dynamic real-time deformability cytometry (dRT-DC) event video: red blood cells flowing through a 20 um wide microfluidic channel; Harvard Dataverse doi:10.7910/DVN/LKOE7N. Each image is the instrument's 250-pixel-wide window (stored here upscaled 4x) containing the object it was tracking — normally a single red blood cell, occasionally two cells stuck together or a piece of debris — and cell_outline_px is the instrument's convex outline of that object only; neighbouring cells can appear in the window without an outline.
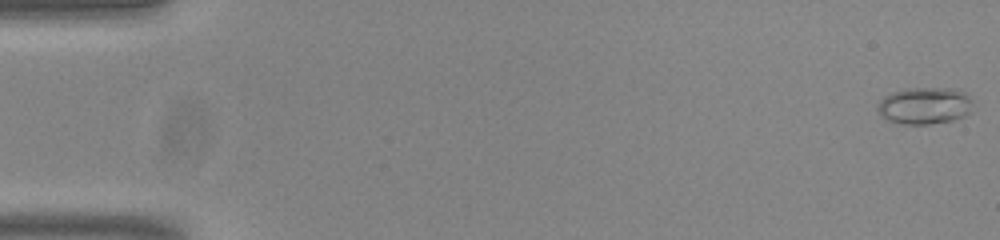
{"species": "common noctule bat (a hibernating species)", "species_latin": "Nyctalus noctula", "temperature_condition": "room temperature", "stored_images_in_passage": 54, "camera_frame_rate_fps": 3000, "um_per_image_px": 0.085, "animal": {"sex": "male", "body_mass_g": 20.0, "forearm_length_mm": 53.3}, "frame": {"image": 1, "passage_image": 1, "time_ms": 0.0, "image_size_px": [1000, 240], "cell_outline_px": [[972, 112], [964, 116], [952, 120], [928, 124], [904, 124], [884, 120], [876, 108], [880, 100], [884, 96], [892, 92], [904, 88], [952, 88], [964, 92], [972, 100]], "centroid_in_image_um": [78.58, 8.98], "position_along_channel_um": 6.4, "area_um2": 20.75}}
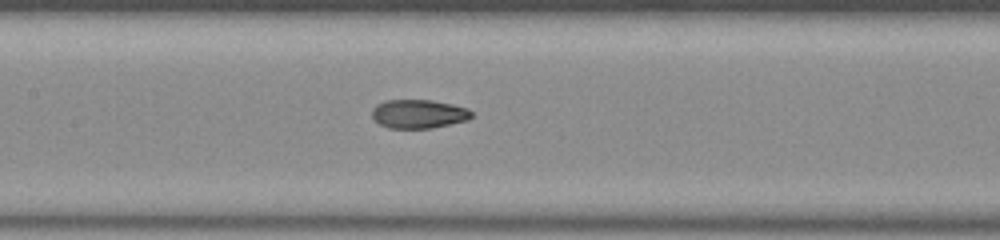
{"frame": {"image": 2, "passage_image": 26, "time_ms": 8.333, "image_size_px": [1000, 240], "cell_outline_px": [[472, 116], [468, 120], [432, 128], [388, 128], [380, 124], [372, 116], [372, 108], [376, 104], [384, 100], [432, 100], [452, 104], [468, 108], [472, 112]], "centroid_in_image_um": [35.58, 9.67], "position_along_channel_um": 171.8, "area_um2": 16.76}}
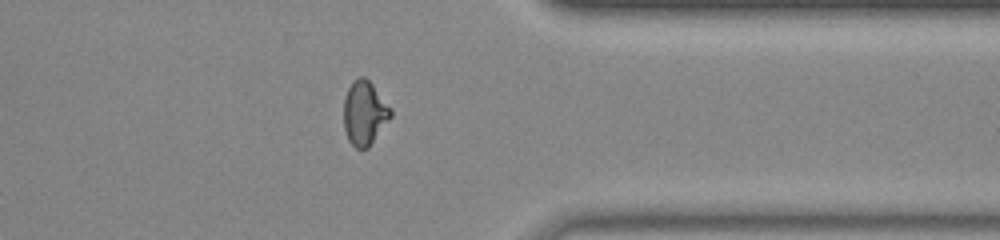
{"frame": {"image": 3, "passage_image": 43, "time_ms": 14.0, "image_size_px": [1000, 240], "cell_outline_px": [[392, 116], [368, 148], [356, 148], [348, 140], [344, 128], [344, 96], [352, 80], [360, 76], [364, 76], [372, 84], [392, 108]], "centroid_in_image_um": [30.98, 9.59], "position_along_channel_um": 380.4, "area_um2": 17.63}, "authors_computed_cell_mechanics": {"area_um2": 17.3689, "velocity_mm_per_s": 3.8335, "shape_relaxation_time_tau1_ms": null, "shape_relaxation_time_tau2_ms": 1.3352, "deformation_change_tau1": null, "deformation_change_tau2": 0.0683}}